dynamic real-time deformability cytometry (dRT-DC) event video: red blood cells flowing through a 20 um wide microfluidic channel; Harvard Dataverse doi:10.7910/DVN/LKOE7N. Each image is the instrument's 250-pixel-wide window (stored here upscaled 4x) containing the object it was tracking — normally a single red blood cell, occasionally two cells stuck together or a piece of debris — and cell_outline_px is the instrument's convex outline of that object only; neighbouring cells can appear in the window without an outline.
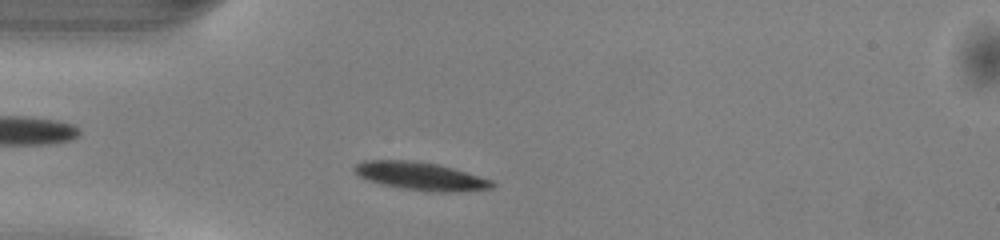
{"species": "common noctule bat (a hibernating species)", "species_latin": "Nyctalus noctula", "temperature_condition": "warm", "stored_images_in_passage": 42, "camera_frame_rate_fps": 3000, "um_per_image_px": 0.085, "animal": {"sex": "male", "body_mass_g": 13.0, "forearm_length_mm": 53.1}, "frame": {"image": 1, "passage_image": 5, "time_ms": 1.333, "image_size_px": [1000, 240], "cell_outline_px": [[496, 184], [492, 188], [456, 192], [436, 192], [400, 188], [380, 184], [368, 180], [352, 172], [352, 168], [356, 164], [364, 160], [404, 160], [436, 164], [468, 172], [492, 180]], "centroid_in_image_um": [35.73, 14.98], "position_along_channel_um": 49.3, "area_um2": 22.48}}
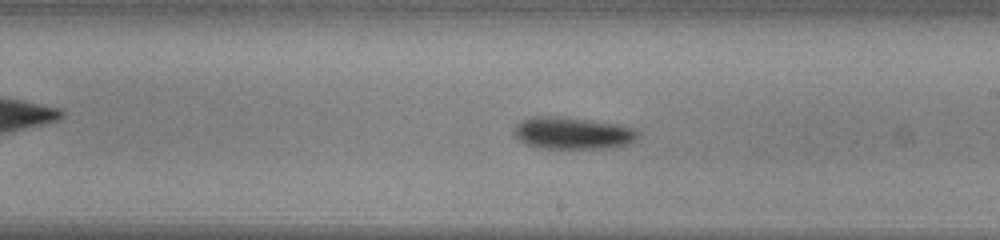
{"frame": {"image": 2, "passage_image": 20, "time_ms": 6.333, "image_size_px": [1000, 240], "cell_outline_px": [[640, 136], [632, 144], [612, 148], [540, 148], [524, 144], [512, 132], [516, 124], [520, 120], [532, 116], [552, 116], [592, 120], [620, 124], [636, 128], [640, 132]], "centroid_in_image_um": [48.73, 11.32], "position_along_channel_um": 240.3, "area_um2": 23.7}}
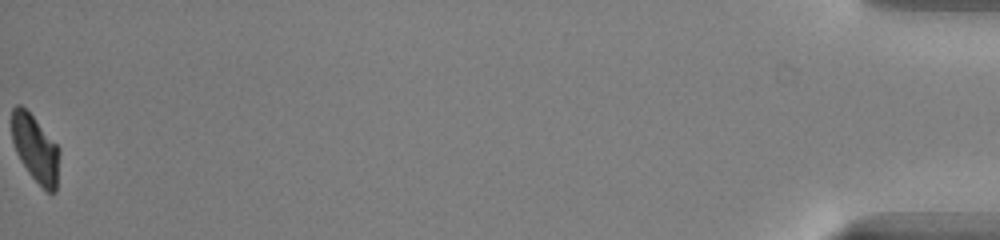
{"frame": {"image": 3, "passage_image": 42, "time_ms": 13.667, "image_size_px": [1000, 240], "cell_outline_px": [[60, 152], [56, 192], [48, 192], [28, 172], [20, 160], [16, 152], [12, 140], [12, 108], [16, 104], [20, 104], [32, 116], [60, 148]], "centroid_in_image_um": [3.01, 12.64], "position_along_channel_um": 432.2, "area_um2": 18.38}, "authors_computed_cell_mechanics": {"area_um2": 21.7039, "velocity_mm_per_s": 4.0777, "shape_relaxation_time_tau1_ms": 1.9174, "shape_relaxation_time_tau2_ms": null, "deformation_change_tau1": 0.1173, "deformation_change_tau2": null}}